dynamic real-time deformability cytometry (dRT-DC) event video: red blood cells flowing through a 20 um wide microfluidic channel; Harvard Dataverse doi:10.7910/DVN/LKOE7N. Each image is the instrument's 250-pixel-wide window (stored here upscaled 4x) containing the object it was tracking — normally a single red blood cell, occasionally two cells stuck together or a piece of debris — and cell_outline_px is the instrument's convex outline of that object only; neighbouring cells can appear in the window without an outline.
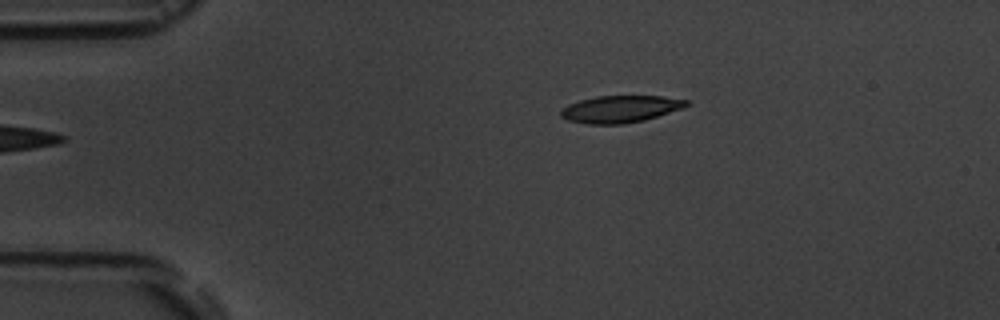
{"species": "common noctule bat (a hibernating species)", "species_latin": "Nyctalus noctula", "temperature_condition": "room temperature", "stored_images_in_passage": 6, "camera_frame_rate_fps": 3000, "um_per_image_px": 0.085, "animal": {"sex": "male", "body_mass_g": 19.5, "forearm_length_mm": 54.6}, "frame": {"image": 1, "passage_image": 6, "time_ms": 5.667, "image_size_px": [1000, 320], "cell_outline_px": [[688, 104], [684, 108], [644, 120], [624, 124], [588, 124], [568, 120], [560, 116], [560, 112], [568, 104], [580, 100], [596, 96], [660, 96], [688, 100]], "centroid_in_image_um": [52.73, 9.27], "position_along_channel_um": 32.3, "area_um2": 19.71}}